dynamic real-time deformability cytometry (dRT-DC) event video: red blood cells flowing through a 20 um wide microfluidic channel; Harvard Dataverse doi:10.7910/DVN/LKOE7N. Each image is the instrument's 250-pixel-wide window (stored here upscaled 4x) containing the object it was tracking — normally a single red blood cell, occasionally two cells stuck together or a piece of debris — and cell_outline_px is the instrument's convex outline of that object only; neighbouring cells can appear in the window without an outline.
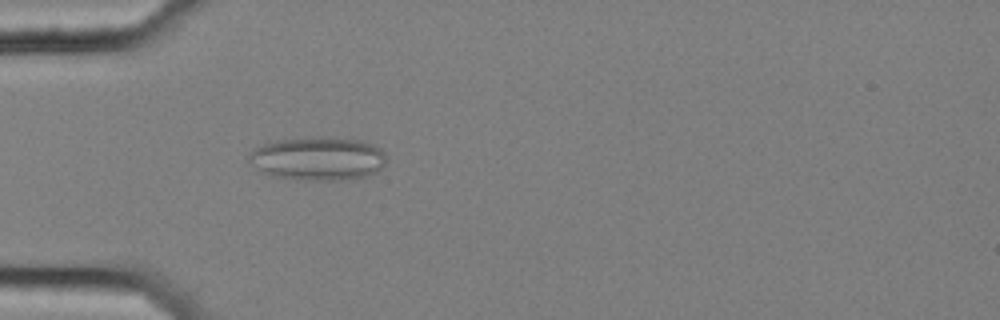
{"species": "common noctule bat (a hibernating species)", "species_latin": "Nyctalus noctula", "temperature_condition": "cold", "stored_images_in_passage": 40, "camera_frame_rate_fps": 3000, "um_per_image_px": 0.085, "animal": {"sex": "female", "body_mass_g": 25.1}, "frame": {"image": 1, "passage_image": 1, "time_ms": 0.0, "image_size_px": [1000, 320], "cell_outline_px": [[384, 164], [376, 172], [364, 176], [344, 180], [312, 180], [272, 176], [260, 172], [248, 160], [248, 156], [252, 148], [264, 144], [280, 140], [320, 136], [360, 140], [372, 144], [380, 148], [384, 152]], "centroid_in_image_um": [26.99, 13.47], "position_along_channel_um": 58.0, "area_um2": 34.74}}
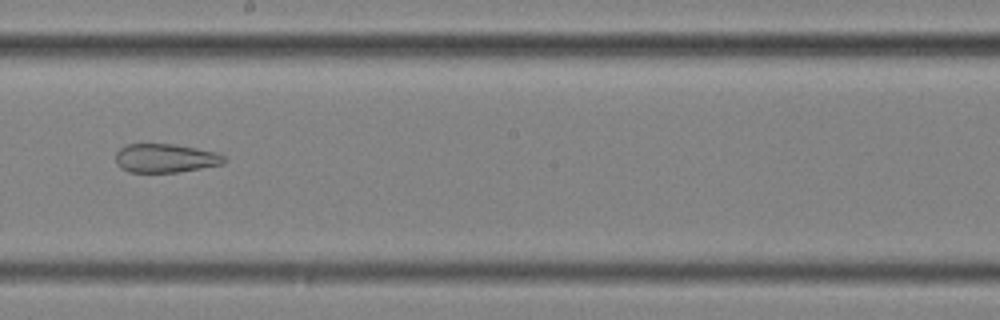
{"frame": {"image": 2, "passage_image": 16, "time_ms": 5.0, "image_size_px": [1000, 320], "cell_outline_px": [[228, 160], [220, 164], [200, 168], [176, 172], [128, 172], [120, 168], [116, 164], [116, 152], [120, 148], [128, 144], [172, 144], [196, 148], [216, 152], [224, 156]], "centroid_in_image_um": [14.03, 13.44], "position_along_channel_um": 234.2, "area_um2": 18.09}}
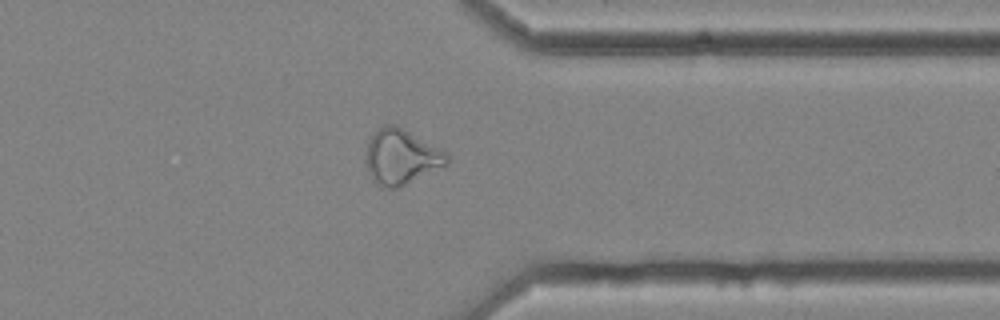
{"frame": {"image": 3, "passage_image": 28, "time_ms": 9.0, "image_size_px": [1000, 320], "cell_outline_px": [[448, 164], [400, 188], [380, 188], [372, 180], [368, 172], [364, 160], [364, 156], [368, 140], [384, 124], [396, 124], [448, 152]], "centroid_in_image_um": [34.08, 13.35], "position_along_channel_um": 377.3, "area_um2": 26.59}, "authors_computed_cell_mechanics": {"area_um2": 23.9581, "velocity_mm_per_s": 3.645, "shape_relaxation_time_tau1_ms": null, "shape_relaxation_time_tau2_ms": 3.1761, "deformation_change_tau1": null, "deformation_change_tau2": 0.1177}}